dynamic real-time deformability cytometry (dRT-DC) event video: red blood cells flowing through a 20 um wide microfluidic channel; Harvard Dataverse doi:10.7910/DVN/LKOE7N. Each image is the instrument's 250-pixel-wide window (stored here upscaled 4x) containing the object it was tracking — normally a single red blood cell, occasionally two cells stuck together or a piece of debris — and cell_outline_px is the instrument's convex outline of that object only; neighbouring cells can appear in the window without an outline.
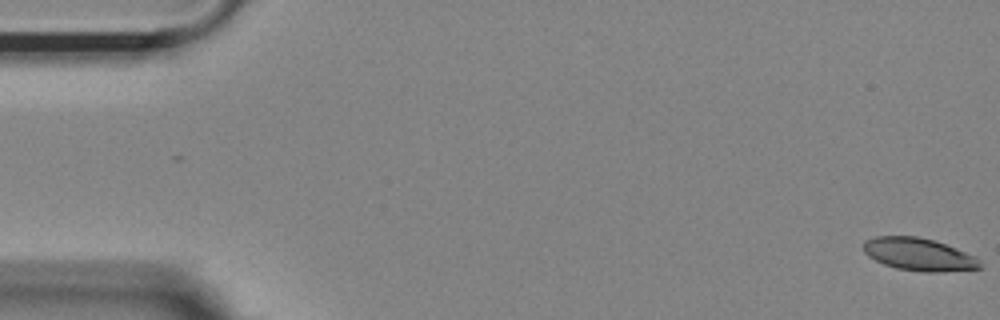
{"species": "Egyptian fruit bat (a non-hibernating species)", "species_latin": "Rousettus aegyptiacus", "temperature_condition": "room temperature", "stored_images_in_passage": 16, "camera_frame_rate_fps": 3000, "um_per_image_px": 0.085, "animal": {"sex": "female"}, "frame": {"image": 1, "passage_image": 1, "time_ms": 0.0, "image_size_px": [1000, 320], "cell_outline_px": [[984, 268], [940, 272], [924, 272], [896, 268], [884, 264], [868, 256], [864, 252], [864, 240], [876, 236], [916, 236], [932, 240], [956, 248], [976, 256], [980, 260]], "centroid_in_image_um": [78.13, 21.63], "position_along_channel_um": 6.9, "area_um2": 22.2}}